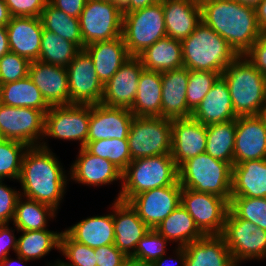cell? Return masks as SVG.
<instances>
[{
  "mask_svg": "<svg viewBox=\"0 0 266 266\" xmlns=\"http://www.w3.org/2000/svg\"><path fill=\"white\" fill-rule=\"evenodd\" d=\"M10 52L6 26H0V58Z\"/></svg>",
  "mask_w": 266,
  "mask_h": 266,
  "instance_id": "56",
  "label": "cell"
},
{
  "mask_svg": "<svg viewBox=\"0 0 266 266\" xmlns=\"http://www.w3.org/2000/svg\"><path fill=\"white\" fill-rule=\"evenodd\" d=\"M229 210L237 218L266 230V198L231 197Z\"/></svg>",
  "mask_w": 266,
  "mask_h": 266,
  "instance_id": "42",
  "label": "cell"
},
{
  "mask_svg": "<svg viewBox=\"0 0 266 266\" xmlns=\"http://www.w3.org/2000/svg\"><path fill=\"white\" fill-rule=\"evenodd\" d=\"M18 229H12L9 224H0V263L9 255L11 248L13 251L17 250V239L14 235V231Z\"/></svg>",
  "mask_w": 266,
  "mask_h": 266,
  "instance_id": "51",
  "label": "cell"
},
{
  "mask_svg": "<svg viewBox=\"0 0 266 266\" xmlns=\"http://www.w3.org/2000/svg\"><path fill=\"white\" fill-rule=\"evenodd\" d=\"M52 266V265H51ZM53 266H68L67 264L64 263V261L57 260Z\"/></svg>",
  "mask_w": 266,
  "mask_h": 266,
  "instance_id": "62",
  "label": "cell"
},
{
  "mask_svg": "<svg viewBox=\"0 0 266 266\" xmlns=\"http://www.w3.org/2000/svg\"><path fill=\"white\" fill-rule=\"evenodd\" d=\"M30 61L9 52L0 58V79L2 84L18 81L29 74Z\"/></svg>",
  "mask_w": 266,
  "mask_h": 266,
  "instance_id": "46",
  "label": "cell"
},
{
  "mask_svg": "<svg viewBox=\"0 0 266 266\" xmlns=\"http://www.w3.org/2000/svg\"><path fill=\"white\" fill-rule=\"evenodd\" d=\"M205 153L211 157L234 164L236 120L206 125Z\"/></svg>",
  "mask_w": 266,
  "mask_h": 266,
  "instance_id": "36",
  "label": "cell"
},
{
  "mask_svg": "<svg viewBox=\"0 0 266 266\" xmlns=\"http://www.w3.org/2000/svg\"><path fill=\"white\" fill-rule=\"evenodd\" d=\"M128 258L114 244L95 248L97 266H121Z\"/></svg>",
  "mask_w": 266,
  "mask_h": 266,
  "instance_id": "49",
  "label": "cell"
},
{
  "mask_svg": "<svg viewBox=\"0 0 266 266\" xmlns=\"http://www.w3.org/2000/svg\"><path fill=\"white\" fill-rule=\"evenodd\" d=\"M44 125L45 114L41 110L0 103V138L39 146L44 139Z\"/></svg>",
  "mask_w": 266,
  "mask_h": 266,
  "instance_id": "13",
  "label": "cell"
},
{
  "mask_svg": "<svg viewBox=\"0 0 266 266\" xmlns=\"http://www.w3.org/2000/svg\"><path fill=\"white\" fill-rule=\"evenodd\" d=\"M162 0L151 6L123 13L122 38L131 56L140 55L166 37Z\"/></svg>",
  "mask_w": 266,
  "mask_h": 266,
  "instance_id": "7",
  "label": "cell"
},
{
  "mask_svg": "<svg viewBox=\"0 0 266 266\" xmlns=\"http://www.w3.org/2000/svg\"><path fill=\"white\" fill-rule=\"evenodd\" d=\"M91 105L70 104L52 106L45 113L44 137L87 143Z\"/></svg>",
  "mask_w": 266,
  "mask_h": 266,
  "instance_id": "11",
  "label": "cell"
},
{
  "mask_svg": "<svg viewBox=\"0 0 266 266\" xmlns=\"http://www.w3.org/2000/svg\"><path fill=\"white\" fill-rule=\"evenodd\" d=\"M168 240L160 235L155 229L149 231L138 242L135 252L129 257L144 266H150L157 259L166 255Z\"/></svg>",
  "mask_w": 266,
  "mask_h": 266,
  "instance_id": "43",
  "label": "cell"
},
{
  "mask_svg": "<svg viewBox=\"0 0 266 266\" xmlns=\"http://www.w3.org/2000/svg\"><path fill=\"white\" fill-rule=\"evenodd\" d=\"M206 125L191 118L172 119L171 156L178 168L187 160L205 153Z\"/></svg>",
  "mask_w": 266,
  "mask_h": 266,
  "instance_id": "18",
  "label": "cell"
},
{
  "mask_svg": "<svg viewBox=\"0 0 266 266\" xmlns=\"http://www.w3.org/2000/svg\"><path fill=\"white\" fill-rule=\"evenodd\" d=\"M84 50L91 57L99 81L104 86L131 57L122 36L88 44Z\"/></svg>",
  "mask_w": 266,
  "mask_h": 266,
  "instance_id": "27",
  "label": "cell"
},
{
  "mask_svg": "<svg viewBox=\"0 0 266 266\" xmlns=\"http://www.w3.org/2000/svg\"><path fill=\"white\" fill-rule=\"evenodd\" d=\"M266 126V101L264 105L259 109V112L256 115Z\"/></svg>",
  "mask_w": 266,
  "mask_h": 266,
  "instance_id": "60",
  "label": "cell"
},
{
  "mask_svg": "<svg viewBox=\"0 0 266 266\" xmlns=\"http://www.w3.org/2000/svg\"><path fill=\"white\" fill-rule=\"evenodd\" d=\"M179 183L178 166L171 154L137 158L122 172V186L116 199L128 202L135 195Z\"/></svg>",
  "mask_w": 266,
  "mask_h": 266,
  "instance_id": "5",
  "label": "cell"
},
{
  "mask_svg": "<svg viewBox=\"0 0 266 266\" xmlns=\"http://www.w3.org/2000/svg\"><path fill=\"white\" fill-rule=\"evenodd\" d=\"M87 0H48L55 8L62 10L67 15L79 18Z\"/></svg>",
  "mask_w": 266,
  "mask_h": 266,
  "instance_id": "52",
  "label": "cell"
},
{
  "mask_svg": "<svg viewBox=\"0 0 266 266\" xmlns=\"http://www.w3.org/2000/svg\"><path fill=\"white\" fill-rule=\"evenodd\" d=\"M0 103L17 108H35L41 110L44 114L50 109L41 91L29 76L3 84L0 92Z\"/></svg>",
  "mask_w": 266,
  "mask_h": 266,
  "instance_id": "34",
  "label": "cell"
},
{
  "mask_svg": "<svg viewBox=\"0 0 266 266\" xmlns=\"http://www.w3.org/2000/svg\"><path fill=\"white\" fill-rule=\"evenodd\" d=\"M84 148L91 154L109 160L122 172L132 161L128 139H105L87 142Z\"/></svg>",
  "mask_w": 266,
  "mask_h": 266,
  "instance_id": "40",
  "label": "cell"
},
{
  "mask_svg": "<svg viewBox=\"0 0 266 266\" xmlns=\"http://www.w3.org/2000/svg\"><path fill=\"white\" fill-rule=\"evenodd\" d=\"M258 159H266V126L256 115L238 116L234 164Z\"/></svg>",
  "mask_w": 266,
  "mask_h": 266,
  "instance_id": "20",
  "label": "cell"
},
{
  "mask_svg": "<svg viewBox=\"0 0 266 266\" xmlns=\"http://www.w3.org/2000/svg\"><path fill=\"white\" fill-rule=\"evenodd\" d=\"M6 28L10 52L30 62L39 59L43 31L40 17H11Z\"/></svg>",
  "mask_w": 266,
  "mask_h": 266,
  "instance_id": "22",
  "label": "cell"
},
{
  "mask_svg": "<svg viewBox=\"0 0 266 266\" xmlns=\"http://www.w3.org/2000/svg\"><path fill=\"white\" fill-rule=\"evenodd\" d=\"M11 17H40L48 0H4Z\"/></svg>",
  "mask_w": 266,
  "mask_h": 266,
  "instance_id": "47",
  "label": "cell"
},
{
  "mask_svg": "<svg viewBox=\"0 0 266 266\" xmlns=\"http://www.w3.org/2000/svg\"><path fill=\"white\" fill-rule=\"evenodd\" d=\"M40 19L43 29L74 43L80 50L83 49L79 18L69 16L47 3Z\"/></svg>",
  "mask_w": 266,
  "mask_h": 266,
  "instance_id": "38",
  "label": "cell"
},
{
  "mask_svg": "<svg viewBox=\"0 0 266 266\" xmlns=\"http://www.w3.org/2000/svg\"><path fill=\"white\" fill-rule=\"evenodd\" d=\"M178 172L182 188L216 194L230 202L232 166L229 163L202 153L185 161Z\"/></svg>",
  "mask_w": 266,
  "mask_h": 266,
  "instance_id": "6",
  "label": "cell"
},
{
  "mask_svg": "<svg viewBox=\"0 0 266 266\" xmlns=\"http://www.w3.org/2000/svg\"><path fill=\"white\" fill-rule=\"evenodd\" d=\"M109 1H114V2H117V3H121L122 0H109Z\"/></svg>",
  "mask_w": 266,
  "mask_h": 266,
  "instance_id": "63",
  "label": "cell"
},
{
  "mask_svg": "<svg viewBox=\"0 0 266 266\" xmlns=\"http://www.w3.org/2000/svg\"><path fill=\"white\" fill-rule=\"evenodd\" d=\"M184 249L185 266H237L221 235H204Z\"/></svg>",
  "mask_w": 266,
  "mask_h": 266,
  "instance_id": "28",
  "label": "cell"
},
{
  "mask_svg": "<svg viewBox=\"0 0 266 266\" xmlns=\"http://www.w3.org/2000/svg\"><path fill=\"white\" fill-rule=\"evenodd\" d=\"M181 206L192 216L204 235H221L229 202L216 194L182 188Z\"/></svg>",
  "mask_w": 266,
  "mask_h": 266,
  "instance_id": "12",
  "label": "cell"
},
{
  "mask_svg": "<svg viewBox=\"0 0 266 266\" xmlns=\"http://www.w3.org/2000/svg\"><path fill=\"white\" fill-rule=\"evenodd\" d=\"M64 231L76 242L91 248L114 244L113 213L87 217Z\"/></svg>",
  "mask_w": 266,
  "mask_h": 266,
  "instance_id": "30",
  "label": "cell"
},
{
  "mask_svg": "<svg viewBox=\"0 0 266 266\" xmlns=\"http://www.w3.org/2000/svg\"><path fill=\"white\" fill-rule=\"evenodd\" d=\"M221 76L227 82L234 113L237 116L257 115L266 101V76L244 55L231 62Z\"/></svg>",
  "mask_w": 266,
  "mask_h": 266,
  "instance_id": "4",
  "label": "cell"
},
{
  "mask_svg": "<svg viewBox=\"0 0 266 266\" xmlns=\"http://www.w3.org/2000/svg\"><path fill=\"white\" fill-rule=\"evenodd\" d=\"M55 156L44 140L39 146H29L23 155L17 181L21 183L23 192L20 195L23 198L47 204L58 210L66 193L68 179Z\"/></svg>",
  "mask_w": 266,
  "mask_h": 266,
  "instance_id": "1",
  "label": "cell"
},
{
  "mask_svg": "<svg viewBox=\"0 0 266 266\" xmlns=\"http://www.w3.org/2000/svg\"><path fill=\"white\" fill-rule=\"evenodd\" d=\"M166 35L178 41L186 39L201 20L199 0H162Z\"/></svg>",
  "mask_w": 266,
  "mask_h": 266,
  "instance_id": "25",
  "label": "cell"
},
{
  "mask_svg": "<svg viewBox=\"0 0 266 266\" xmlns=\"http://www.w3.org/2000/svg\"><path fill=\"white\" fill-rule=\"evenodd\" d=\"M83 49L86 45L122 36L121 4L109 0H87L79 17Z\"/></svg>",
  "mask_w": 266,
  "mask_h": 266,
  "instance_id": "9",
  "label": "cell"
},
{
  "mask_svg": "<svg viewBox=\"0 0 266 266\" xmlns=\"http://www.w3.org/2000/svg\"><path fill=\"white\" fill-rule=\"evenodd\" d=\"M181 191L180 184L158 187L135 195L128 203L150 229H155L181 205Z\"/></svg>",
  "mask_w": 266,
  "mask_h": 266,
  "instance_id": "15",
  "label": "cell"
},
{
  "mask_svg": "<svg viewBox=\"0 0 266 266\" xmlns=\"http://www.w3.org/2000/svg\"><path fill=\"white\" fill-rule=\"evenodd\" d=\"M201 20L221 35L240 55H244L263 35L255 8L233 0H199Z\"/></svg>",
  "mask_w": 266,
  "mask_h": 266,
  "instance_id": "2",
  "label": "cell"
},
{
  "mask_svg": "<svg viewBox=\"0 0 266 266\" xmlns=\"http://www.w3.org/2000/svg\"><path fill=\"white\" fill-rule=\"evenodd\" d=\"M28 76L50 107L71 104L65 67L35 60L30 63Z\"/></svg>",
  "mask_w": 266,
  "mask_h": 266,
  "instance_id": "19",
  "label": "cell"
},
{
  "mask_svg": "<svg viewBox=\"0 0 266 266\" xmlns=\"http://www.w3.org/2000/svg\"><path fill=\"white\" fill-rule=\"evenodd\" d=\"M220 76V73L214 71L189 70L186 100L192 111L198 107Z\"/></svg>",
  "mask_w": 266,
  "mask_h": 266,
  "instance_id": "44",
  "label": "cell"
},
{
  "mask_svg": "<svg viewBox=\"0 0 266 266\" xmlns=\"http://www.w3.org/2000/svg\"><path fill=\"white\" fill-rule=\"evenodd\" d=\"M77 156L69 171L73 181L97 187L121 180L122 185V171L109 160L89 153L84 147Z\"/></svg>",
  "mask_w": 266,
  "mask_h": 266,
  "instance_id": "23",
  "label": "cell"
},
{
  "mask_svg": "<svg viewBox=\"0 0 266 266\" xmlns=\"http://www.w3.org/2000/svg\"><path fill=\"white\" fill-rule=\"evenodd\" d=\"M255 12L258 28L263 34H266V0H262L255 8Z\"/></svg>",
  "mask_w": 266,
  "mask_h": 266,
  "instance_id": "55",
  "label": "cell"
},
{
  "mask_svg": "<svg viewBox=\"0 0 266 266\" xmlns=\"http://www.w3.org/2000/svg\"><path fill=\"white\" fill-rule=\"evenodd\" d=\"M162 72L143 69L138 80V89L132 107L135 117H161Z\"/></svg>",
  "mask_w": 266,
  "mask_h": 266,
  "instance_id": "31",
  "label": "cell"
},
{
  "mask_svg": "<svg viewBox=\"0 0 266 266\" xmlns=\"http://www.w3.org/2000/svg\"><path fill=\"white\" fill-rule=\"evenodd\" d=\"M189 70L185 67L162 72L161 117L167 119L191 118L192 110L187 105L186 91Z\"/></svg>",
  "mask_w": 266,
  "mask_h": 266,
  "instance_id": "24",
  "label": "cell"
},
{
  "mask_svg": "<svg viewBox=\"0 0 266 266\" xmlns=\"http://www.w3.org/2000/svg\"><path fill=\"white\" fill-rule=\"evenodd\" d=\"M183 67L222 73L239 55L216 31L201 21L182 41Z\"/></svg>",
  "mask_w": 266,
  "mask_h": 266,
  "instance_id": "3",
  "label": "cell"
},
{
  "mask_svg": "<svg viewBox=\"0 0 266 266\" xmlns=\"http://www.w3.org/2000/svg\"><path fill=\"white\" fill-rule=\"evenodd\" d=\"M24 262H27L28 260H25L23 257L17 255V260H13L11 259L10 257H6L1 263H0V266H14L15 263L16 264H19V266L22 265V263ZM21 264V265H20ZM22 266H25V265H22Z\"/></svg>",
  "mask_w": 266,
  "mask_h": 266,
  "instance_id": "58",
  "label": "cell"
},
{
  "mask_svg": "<svg viewBox=\"0 0 266 266\" xmlns=\"http://www.w3.org/2000/svg\"><path fill=\"white\" fill-rule=\"evenodd\" d=\"M134 115L129 109L91 105L87 142L105 139H127Z\"/></svg>",
  "mask_w": 266,
  "mask_h": 266,
  "instance_id": "17",
  "label": "cell"
},
{
  "mask_svg": "<svg viewBox=\"0 0 266 266\" xmlns=\"http://www.w3.org/2000/svg\"><path fill=\"white\" fill-rule=\"evenodd\" d=\"M229 88L220 76L198 107L192 112V118L203 125L236 120Z\"/></svg>",
  "mask_w": 266,
  "mask_h": 266,
  "instance_id": "26",
  "label": "cell"
},
{
  "mask_svg": "<svg viewBox=\"0 0 266 266\" xmlns=\"http://www.w3.org/2000/svg\"><path fill=\"white\" fill-rule=\"evenodd\" d=\"M3 181L0 180V224H9L13 221L16 203L21 192L5 185Z\"/></svg>",
  "mask_w": 266,
  "mask_h": 266,
  "instance_id": "48",
  "label": "cell"
},
{
  "mask_svg": "<svg viewBox=\"0 0 266 266\" xmlns=\"http://www.w3.org/2000/svg\"><path fill=\"white\" fill-rule=\"evenodd\" d=\"M11 19L10 12L4 0H0V26H6Z\"/></svg>",
  "mask_w": 266,
  "mask_h": 266,
  "instance_id": "57",
  "label": "cell"
},
{
  "mask_svg": "<svg viewBox=\"0 0 266 266\" xmlns=\"http://www.w3.org/2000/svg\"><path fill=\"white\" fill-rule=\"evenodd\" d=\"M138 57L147 70L165 72L182 68V42L166 36L147 47Z\"/></svg>",
  "mask_w": 266,
  "mask_h": 266,
  "instance_id": "32",
  "label": "cell"
},
{
  "mask_svg": "<svg viewBox=\"0 0 266 266\" xmlns=\"http://www.w3.org/2000/svg\"><path fill=\"white\" fill-rule=\"evenodd\" d=\"M89 54L81 49L66 67L71 104H100L103 85Z\"/></svg>",
  "mask_w": 266,
  "mask_h": 266,
  "instance_id": "14",
  "label": "cell"
},
{
  "mask_svg": "<svg viewBox=\"0 0 266 266\" xmlns=\"http://www.w3.org/2000/svg\"><path fill=\"white\" fill-rule=\"evenodd\" d=\"M28 147L16 140L0 138V180H18L22 158Z\"/></svg>",
  "mask_w": 266,
  "mask_h": 266,
  "instance_id": "41",
  "label": "cell"
},
{
  "mask_svg": "<svg viewBox=\"0 0 266 266\" xmlns=\"http://www.w3.org/2000/svg\"><path fill=\"white\" fill-rule=\"evenodd\" d=\"M127 139L132 160L170 154L172 119L134 116Z\"/></svg>",
  "mask_w": 266,
  "mask_h": 266,
  "instance_id": "8",
  "label": "cell"
},
{
  "mask_svg": "<svg viewBox=\"0 0 266 266\" xmlns=\"http://www.w3.org/2000/svg\"><path fill=\"white\" fill-rule=\"evenodd\" d=\"M79 51L74 43L43 29L39 61L66 68Z\"/></svg>",
  "mask_w": 266,
  "mask_h": 266,
  "instance_id": "39",
  "label": "cell"
},
{
  "mask_svg": "<svg viewBox=\"0 0 266 266\" xmlns=\"http://www.w3.org/2000/svg\"><path fill=\"white\" fill-rule=\"evenodd\" d=\"M121 266H144L141 263H139L138 261L132 260L130 258H128L124 264H122Z\"/></svg>",
  "mask_w": 266,
  "mask_h": 266,
  "instance_id": "61",
  "label": "cell"
},
{
  "mask_svg": "<svg viewBox=\"0 0 266 266\" xmlns=\"http://www.w3.org/2000/svg\"><path fill=\"white\" fill-rule=\"evenodd\" d=\"M59 251L70 261L64 262L68 266H97L95 248L76 242L65 231L60 236Z\"/></svg>",
  "mask_w": 266,
  "mask_h": 266,
  "instance_id": "45",
  "label": "cell"
},
{
  "mask_svg": "<svg viewBox=\"0 0 266 266\" xmlns=\"http://www.w3.org/2000/svg\"><path fill=\"white\" fill-rule=\"evenodd\" d=\"M111 208L114 211V245L127 257H130L135 252L138 242L150 228L128 202L115 199Z\"/></svg>",
  "mask_w": 266,
  "mask_h": 266,
  "instance_id": "21",
  "label": "cell"
},
{
  "mask_svg": "<svg viewBox=\"0 0 266 266\" xmlns=\"http://www.w3.org/2000/svg\"><path fill=\"white\" fill-rule=\"evenodd\" d=\"M2 82H1V79H0V92H1V89H2Z\"/></svg>",
  "mask_w": 266,
  "mask_h": 266,
  "instance_id": "64",
  "label": "cell"
},
{
  "mask_svg": "<svg viewBox=\"0 0 266 266\" xmlns=\"http://www.w3.org/2000/svg\"><path fill=\"white\" fill-rule=\"evenodd\" d=\"M155 230L169 242H177V247H185L204 236L195 225L192 216L181 205L171 212Z\"/></svg>",
  "mask_w": 266,
  "mask_h": 266,
  "instance_id": "33",
  "label": "cell"
},
{
  "mask_svg": "<svg viewBox=\"0 0 266 266\" xmlns=\"http://www.w3.org/2000/svg\"><path fill=\"white\" fill-rule=\"evenodd\" d=\"M176 256H177V260L175 257V261L172 263H175V266H185L186 263V254H185V249L184 247H176ZM165 255H163L161 258L157 259L153 264H151L150 266H169L168 264V259L169 261L171 260V258L165 259L166 257H164ZM173 261V258H172ZM179 263V264H178ZM181 264V265H180Z\"/></svg>",
  "mask_w": 266,
  "mask_h": 266,
  "instance_id": "54",
  "label": "cell"
},
{
  "mask_svg": "<svg viewBox=\"0 0 266 266\" xmlns=\"http://www.w3.org/2000/svg\"><path fill=\"white\" fill-rule=\"evenodd\" d=\"M161 0H122L121 8L123 13L132 12L138 9L145 8L147 6H151L153 4L158 3Z\"/></svg>",
  "mask_w": 266,
  "mask_h": 266,
  "instance_id": "53",
  "label": "cell"
},
{
  "mask_svg": "<svg viewBox=\"0 0 266 266\" xmlns=\"http://www.w3.org/2000/svg\"><path fill=\"white\" fill-rule=\"evenodd\" d=\"M244 56L257 70L266 76V34H263Z\"/></svg>",
  "mask_w": 266,
  "mask_h": 266,
  "instance_id": "50",
  "label": "cell"
},
{
  "mask_svg": "<svg viewBox=\"0 0 266 266\" xmlns=\"http://www.w3.org/2000/svg\"><path fill=\"white\" fill-rule=\"evenodd\" d=\"M144 69L138 56H131L103 86L101 104L130 109L135 100L139 76Z\"/></svg>",
  "mask_w": 266,
  "mask_h": 266,
  "instance_id": "16",
  "label": "cell"
},
{
  "mask_svg": "<svg viewBox=\"0 0 266 266\" xmlns=\"http://www.w3.org/2000/svg\"><path fill=\"white\" fill-rule=\"evenodd\" d=\"M57 213V210L47 204L20 196L16 203L13 225L18 231L44 230L48 220L55 218Z\"/></svg>",
  "mask_w": 266,
  "mask_h": 266,
  "instance_id": "37",
  "label": "cell"
},
{
  "mask_svg": "<svg viewBox=\"0 0 266 266\" xmlns=\"http://www.w3.org/2000/svg\"><path fill=\"white\" fill-rule=\"evenodd\" d=\"M231 197L266 198V159L233 164Z\"/></svg>",
  "mask_w": 266,
  "mask_h": 266,
  "instance_id": "29",
  "label": "cell"
},
{
  "mask_svg": "<svg viewBox=\"0 0 266 266\" xmlns=\"http://www.w3.org/2000/svg\"><path fill=\"white\" fill-rule=\"evenodd\" d=\"M221 236L237 266L245 260L266 258V230L248 220L237 218L230 210Z\"/></svg>",
  "mask_w": 266,
  "mask_h": 266,
  "instance_id": "10",
  "label": "cell"
},
{
  "mask_svg": "<svg viewBox=\"0 0 266 266\" xmlns=\"http://www.w3.org/2000/svg\"><path fill=\"white\" fill-rule=\"evenodd\" d=\"M22 235L17 238L16 255L25 260H37L46 256L55 248H60V236L62 232L51 230L19 231Z\"/></svg>",
  "mask_w": 266,
  "mask_h": 266,
  "instance_id": "35",
  "label": "cell"
},
{
  "mask_svg": "<svg viewBox=\"0 0 266 266\" xmlns=\"http://www.w3.org/2000/svg\"><path fill=\"white\" fill-rule=\"evenodd\" d=\"M233 1H237L240 4L251 6L253 8H256L262 2V0H233Z\"/></svg>",
  "mask_w": 266,
  "mask_h": 266,
  "instance_id": "59",
  "label": "cell"
}]
</instances>
